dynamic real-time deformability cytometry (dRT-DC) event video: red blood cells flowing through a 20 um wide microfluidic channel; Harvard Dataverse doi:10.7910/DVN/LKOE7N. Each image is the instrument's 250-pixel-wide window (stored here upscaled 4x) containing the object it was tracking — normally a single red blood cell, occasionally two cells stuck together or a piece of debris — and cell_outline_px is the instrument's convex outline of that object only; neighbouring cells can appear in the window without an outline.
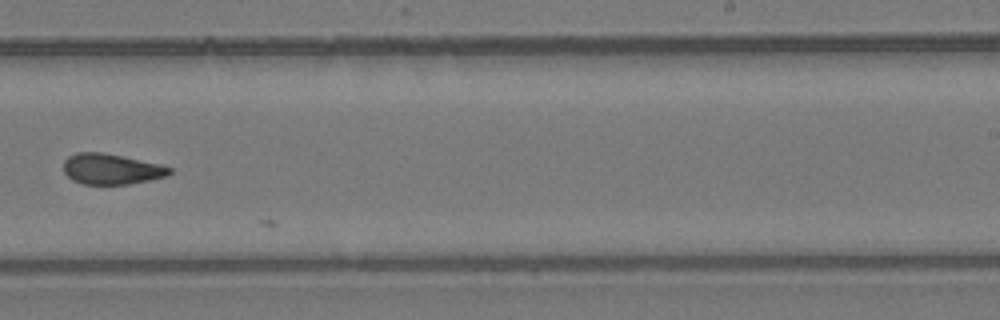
{"species": "common noctule bat (a hibernating species)", "species_latin": "Nyctalus noctula", "temperature_condition": "room temperature", "stored_images_in_passage": 10, "camera_frame_rate_fps": 3000, "um_per_image_px": 0.085, "animal": {"sex": "female", "body_mass_g": 24.6, "forearm_length_mm": 56.2}, "frame": {"image": 1, "passage_image": 10, "time_ms": 11.0, "image_size_px": [1000, 320], "cell_outline_px": [[172, 172], [168, 176], [128, 184], [84, 184], [72, 180], [64, 172], [64, 160], [68, 156], [76, 152], [100, 152], [120, 156], [156, 164], [172, 168]], "centroid_in_image_um": [9.42, 14.37], "position_along_channel_um": 279.6, "area_um2": 18.61}}